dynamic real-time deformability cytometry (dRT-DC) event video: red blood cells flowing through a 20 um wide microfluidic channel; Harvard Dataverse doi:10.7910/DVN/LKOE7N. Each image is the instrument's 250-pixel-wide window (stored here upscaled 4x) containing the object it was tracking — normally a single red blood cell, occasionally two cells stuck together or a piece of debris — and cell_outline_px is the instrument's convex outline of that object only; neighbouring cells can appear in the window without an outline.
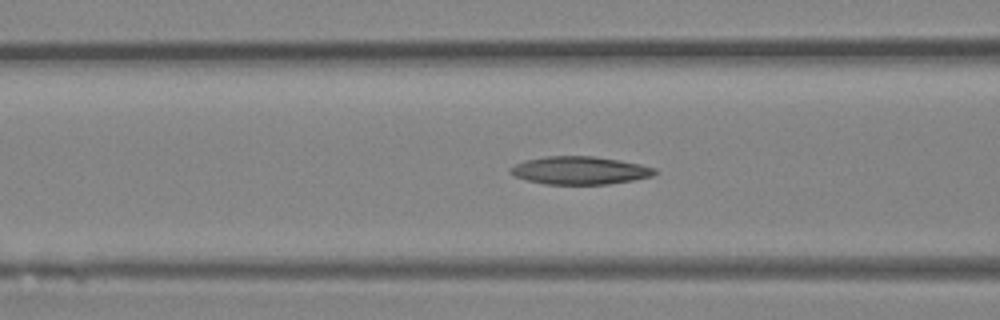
{"species": "Egyptian fruit bat (a non-hibernating species)", "species_latin": "Rousettus aegyptiacus", "temperature_condition": "room temperature", "stored_images_in_passage": 27, "camera_frame_rate_fps": 3000, "um_per_image_px": 0.085, "animal": {"sex": "female"}, "frame": {"image": 1, "passage_image": 9, "time_ms": 2.667, "image_size_px": [1000, 320], "cell_outline_px": [[660, 172], [652, 176], [632, 180], [608, 184], [544, 184], [528, 180], [516, 176], [508, 172], [508, 168], [524, 160], [544, 156], [592, 156], [620, 160], [640, 164], [656, 168]], "centroid_in_image_um": [49.29, 14.48], "position_along_channel_um": 117.3, "area_um2": 23.58}}
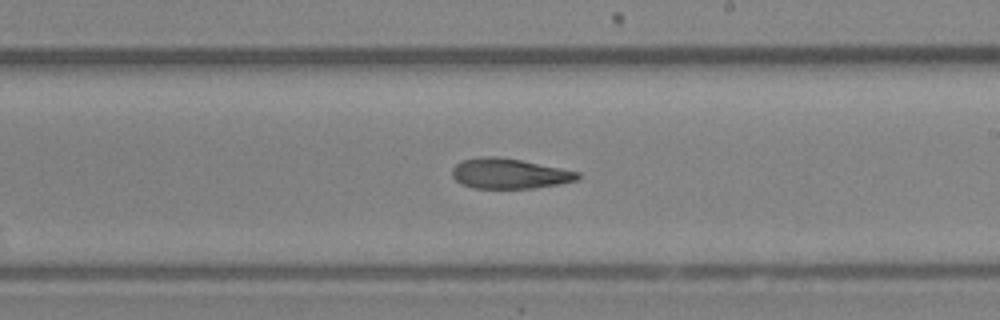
{"frame": {"image": 2, "passage_image": 17, "time_ms": 5.333, "image_size_px": [1000, 320], "cell_outline_px": [[580, 176], [576, 180], [560, 184], [532, 188], [476, 188], [460, 184], [452, 176], [452, 168], [460, 160], [480, 156], [496, 156], [520, 160], [580, 172]], "centroid_in_image_um": [43.25, 14.75], "position_along_channel_um": 245.8, "area_um2": 22.08}}
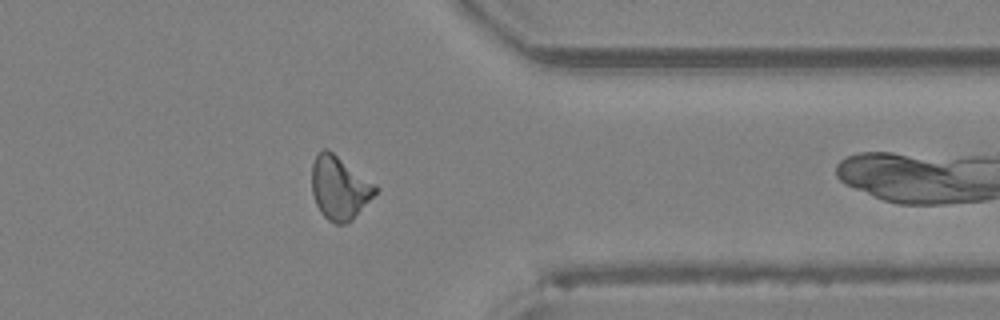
{"frame": {"image": 3, "passage_image": 26, "time_ms": 8.333, "image_size_px": [1000, 320], "cell_outline_px": [[380, 188], [352, 220], [348, 224], [336, 224], [328, 220], [320, 212], [316, 204], [312, 192], [312, 164], [316, 156], [324, 148], [328, 148], [376, 184]], "centroid_in_image_um": [28.86, 15.97], "position_along_channel_um": 382.5, "area_um2": 23.52}}